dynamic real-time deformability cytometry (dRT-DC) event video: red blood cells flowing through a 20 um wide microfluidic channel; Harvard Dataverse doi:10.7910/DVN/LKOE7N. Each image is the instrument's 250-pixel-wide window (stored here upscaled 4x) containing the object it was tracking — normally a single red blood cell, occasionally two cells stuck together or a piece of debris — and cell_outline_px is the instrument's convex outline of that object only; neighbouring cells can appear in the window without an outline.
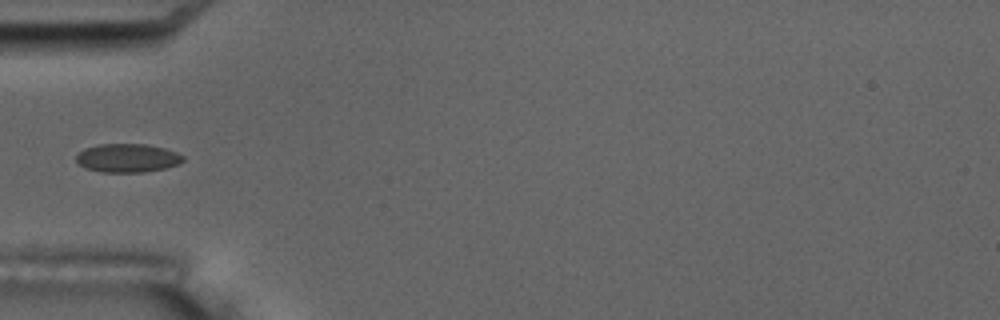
{"species": "common noctule bat (a hibernating species)", "species_latin": "Nyctalus noctula", "temperature_condition": "room temperature", "stored_images_in_passage": 11, "camera_frame_rate_fps": 3000, "um_per_image_px": 0.085, "animal": {"sex": "male", "body_mass_g": 17.5, "forearm_length_mm": 52.3}, "frame": {"image": 1, "passage_image": 5, "time_ms": 5.667, "image_size_px": [1000, 320], "cell_outline_px": [[184, 160], [180, 164], [164, 168], [144, 172], [100, 172], [84, 168], [76, 160], [76, 156], [84, 148], [100, 144], [144, 144], [164, 148], [176, 152], [184, 156]], "centroid_in_image_um": [10.83, 13.43], "position_along_channel_um": 74.2, "area_um2": 17.8}}
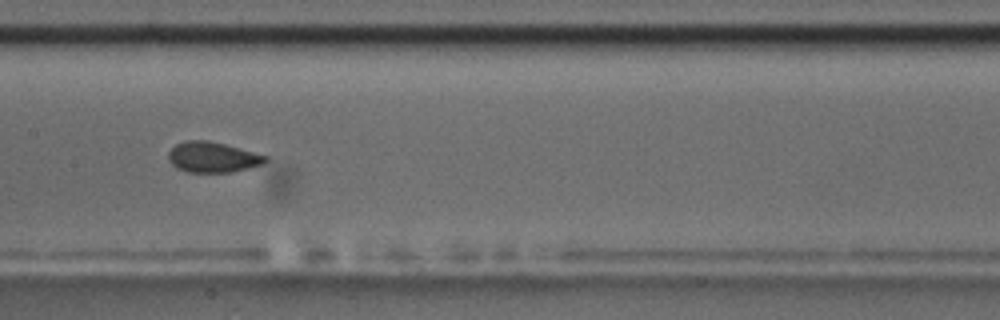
{"frame": {"image": 2, "passage_image": 8, "time_ms": 9.0, "image_size_px": [1000, 320], "cell_outline_px": [[268, 160], [260, 164], [248, 168], [232, 172], [188, 172], [176, 168], [168, 160], [168, 152], [176, 144], [188, 140], [208, 140], [224, 144], [268, 156]], "centroid_in_image_um": [18.04, 13.36], "position_along_channel_um": 189.4, "area_um2": 17.11}}